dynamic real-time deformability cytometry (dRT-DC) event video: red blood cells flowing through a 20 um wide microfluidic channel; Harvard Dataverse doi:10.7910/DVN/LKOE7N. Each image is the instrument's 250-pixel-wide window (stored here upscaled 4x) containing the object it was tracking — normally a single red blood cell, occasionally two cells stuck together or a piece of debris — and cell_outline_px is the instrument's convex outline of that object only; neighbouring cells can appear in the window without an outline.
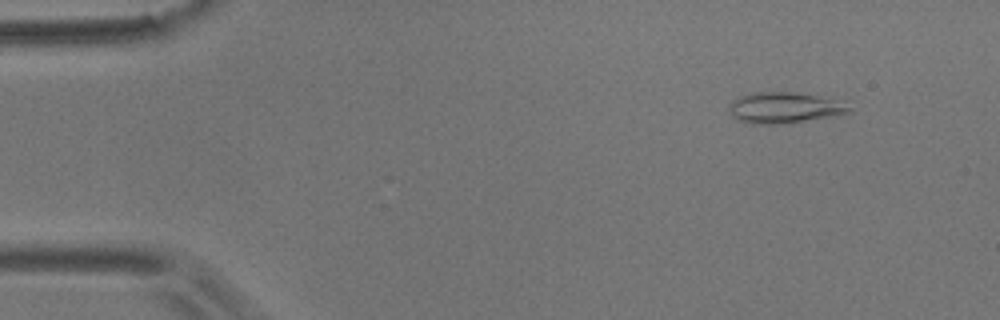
{"species": "common noctule bat (a hibernating species)", "species_latin": "Nyctalus noctula", "temperature_condition": "room temperature", "stored_images_in_passage": 4, "camera_frame_rate_fps": 3000, "um_per_image_px": 0.085, "animal": {"sex": "male", "body_mass_g": 17.9}, "frame": {"image": 1, "passage_image": 1, "time_ms": 0.0, "image_size_px": [1000, 320], "cell_outline_px": [[852, 108], [848, 112], [836, 116], [780, 124], [752, 124], [736, 120], [732, 116], [728, 108], [728, 104], [732, 100], [740, 96], [752, 92], [796, 92], [816, 96], [832, 100]], "centroid_in_image_um": [66.56, 9.17], "position_along_channel_um": 18.4, "area_um2": 21.5}}